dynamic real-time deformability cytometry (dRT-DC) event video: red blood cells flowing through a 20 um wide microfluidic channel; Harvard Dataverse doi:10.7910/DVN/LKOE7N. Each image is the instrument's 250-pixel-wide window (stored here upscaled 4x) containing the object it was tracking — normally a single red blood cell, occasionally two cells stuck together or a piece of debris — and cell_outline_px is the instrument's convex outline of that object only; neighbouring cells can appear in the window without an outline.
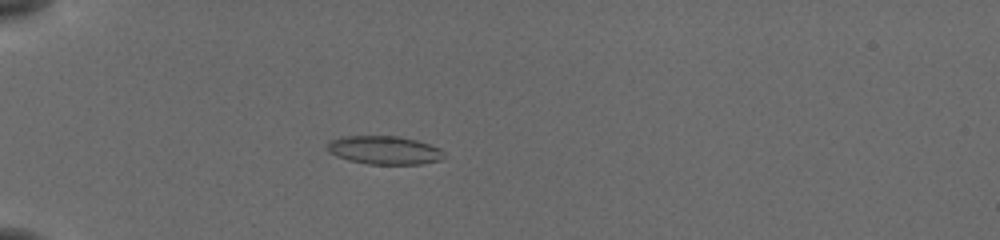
{"species": "common noctule bat (a hibernating species)", "species_latin": "Nyctalus noctula", "temperature_condition": "cold", "stored_images_in_passage": 57, "camera_frame_rate_fps": 3000, "um_per_image_px": 0.085, "animal": {"sex": "female", "body_mass_g": 19.5, "forearm_length_mm": 54.1}, "frame": {"image": 1, "passage_image": 19, "time_ms": 6.0, "image_size_px": [1000, 240], "cell_outline_px": [[444, 156], [440, 160], [420, 164], [368, 164], [348, 160], [336, 156], [328, 152], [328, 144], [332, 140], [344, 136], [396, 136], [416, 140], [440, 148], [444, 152]], "centroid_in_image_um": [32.67, 12.77], "position_along_channel_um": 52.3, "area_um2": 19.19}}
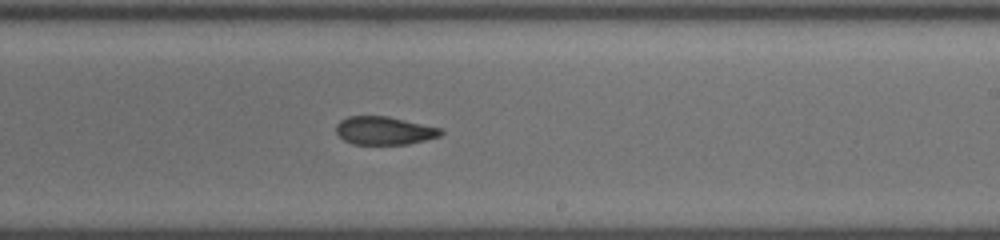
{"frame": {"image": 2, "passage_image": 37, "time_ms": 12.0, "image_size_px": [1000, 240], "cell_outline_px": [[444, 132], [440, 136], [408, 144], [352, 144], [344, 140], [336, 132], [336, 124], [340, 120], [348, 116], [388, 116], [444, 128]], "centroid_in_image_um": [32.69, 11.09], "position_along_channel_um": 256.3, "area_um2": 17.34}}
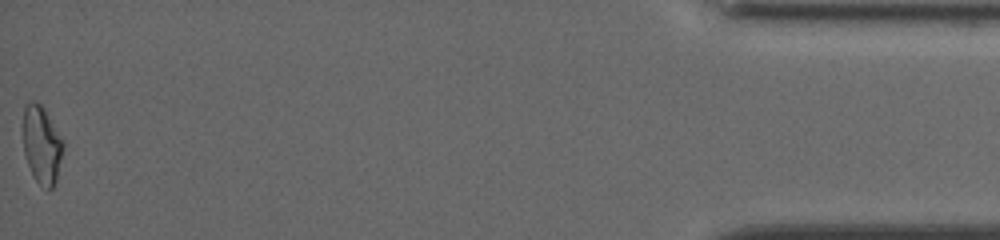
{"frame": {"image": 3, "passage_image": 57, "time_ms": 18.667, "image_size_px": [1000, 240], "cell_outline_px": [[64, 148], [56, 180], [52, 188], [48, 188], [40, 184], [36, 180], [28, 164], [24, 152], [24, 104], [32, 100], [36, 100], [44, 108], [64, 140]], "centroid_in_image_um": [3.57, 12.25], "position_along_channel_um": 431.6, "area_um2": 18.03}, "authors_computed_cell_mechanics": {"area_um2": 18.2648, "velocity_mm_per_s": 3.8339, "shape_relaxation_time_tau1_ms": null, "shape_relaxation_time_tau2_ms": 3.012, "deformation_change_tau1": null, "deformation_change_tau2": 0.0928}}